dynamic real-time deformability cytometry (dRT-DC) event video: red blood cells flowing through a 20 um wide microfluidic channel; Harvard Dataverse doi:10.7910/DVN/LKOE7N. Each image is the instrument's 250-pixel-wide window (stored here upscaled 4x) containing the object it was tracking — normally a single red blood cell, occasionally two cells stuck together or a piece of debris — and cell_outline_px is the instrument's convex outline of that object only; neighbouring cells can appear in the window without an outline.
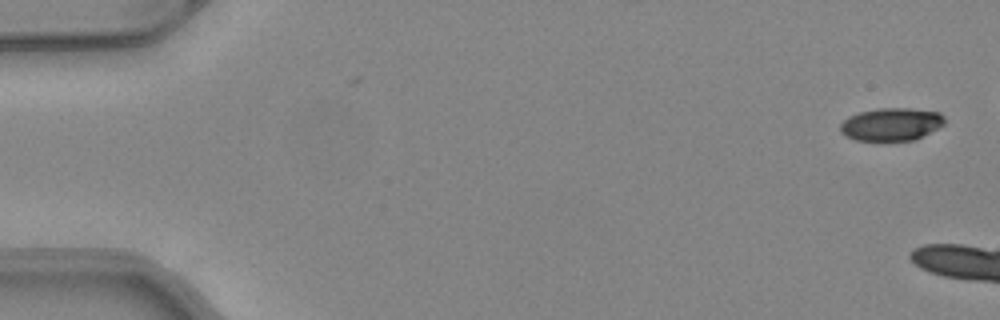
{"species": "common noctule bat (a hibernating species)", "species_latin": "Nyctalus noctula", "temperature_condition": "warm", "stored_images_in_passage": 10, "camera_frame_rate_fps": 3000, "um_per_image_px": 0.085, "animal": {"sex": "female", "body_mass_g": 24.6, "forearm_length_mm": 56.2}, "frame": {"image": 1, "passage_image": 1, "time_ms": 0.0, "image_size_px": [1000, 320], "cell_outline_px": [[944, 124], [916, 140], [856, 140], [840, 132], [840, 124], [848, 116], [860, 112], [876, 108], [908, 108], [940, 112], [944, 116]], "centroid_in_image_um": [75.76, 10.55], "position_along_channel_um": 9.2, "area_um2": 19.88}}